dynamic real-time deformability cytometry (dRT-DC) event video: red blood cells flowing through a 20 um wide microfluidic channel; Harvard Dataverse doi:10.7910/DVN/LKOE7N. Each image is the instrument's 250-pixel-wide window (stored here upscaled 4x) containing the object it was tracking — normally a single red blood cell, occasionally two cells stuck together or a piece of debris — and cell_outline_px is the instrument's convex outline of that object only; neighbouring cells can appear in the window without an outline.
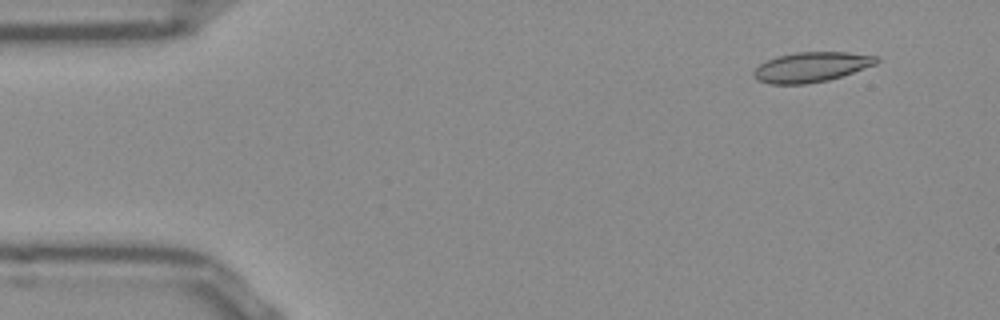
{"species": "Egyptian fruit bat (a non-hibernating species)", "species_latin": "Rousettus aegyptiacus", "temperature_condition": "room temperature", "stored_images_in_passage": 51, "camera_frame_rate_fps": 3000, "um_per_image_px": 0.085, "frame": {"image": 1, "passage_image": 4, "time_ms": 1.0, "image_size_px": [1000, 320], "cell_outline_px": [[880, 60], [876, 64], [828, 80], [804, 84], [772, 84], [760, 80], [752, 76], [752, 72], [760, 64], [776, 56], [796, 52], [848, 52], [880, 56]], "centroid_in_image_um": [68.98, 5.68], "position_along_channel_um": 16.0, "area_um2": 21.33}}
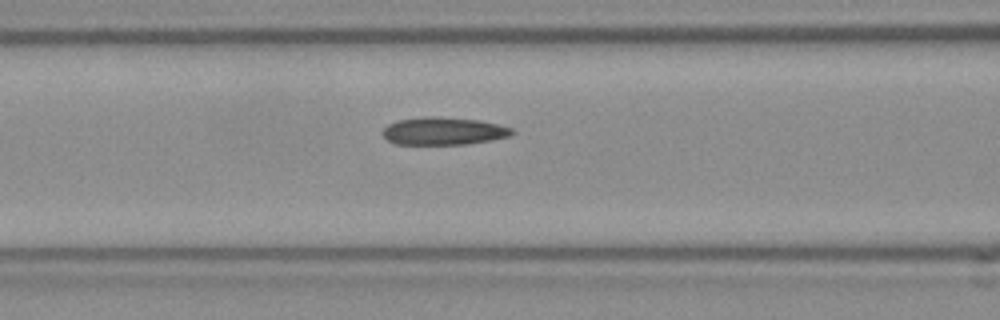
{"frame": {"image": 2, "passage_image": 20, "time_ms": 6.333, "image_size_px": [1000, 320], "cell_outline_px": [[516, 132], [512, 136], [492, 140], [468, 144], [396, 144], [388, 140], [380, 132], [388, 124], [396, 120], [424, 116], [432, 116], [480, 120], [512, 128]], "centroid_in_image_um": [37.7, 11.14], "position_along_channel_um": 128.9, "area_um2": 21.04}}
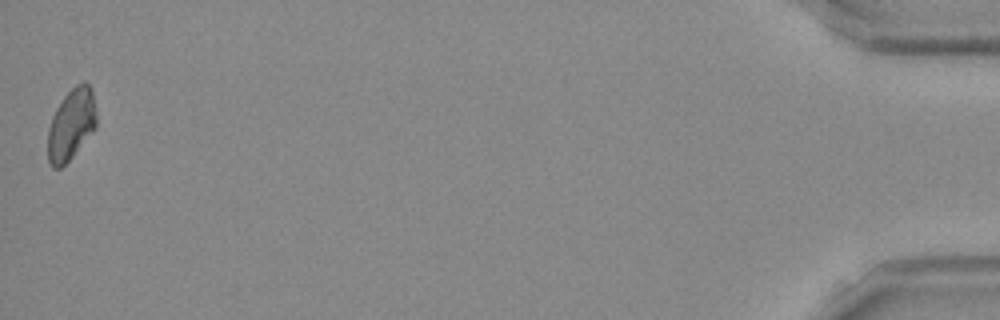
{"frame": {"image": 3, "passage_image": 51, "time_ms": 16.667, "image_size_px": [1000, 320], "cell_outline_px": [[96, 128], [72, 156], [60, 168], [52, 168], [48, 160], [48, 128], [52, 116], [56, 108], [64, 96], [76, 84], [84, 80], [92, 88], [96, 112]], "centroid_in_image_um": [6.06, 10.55], "position_along_channel_um": 429.1, "area_um2": 20.17}}